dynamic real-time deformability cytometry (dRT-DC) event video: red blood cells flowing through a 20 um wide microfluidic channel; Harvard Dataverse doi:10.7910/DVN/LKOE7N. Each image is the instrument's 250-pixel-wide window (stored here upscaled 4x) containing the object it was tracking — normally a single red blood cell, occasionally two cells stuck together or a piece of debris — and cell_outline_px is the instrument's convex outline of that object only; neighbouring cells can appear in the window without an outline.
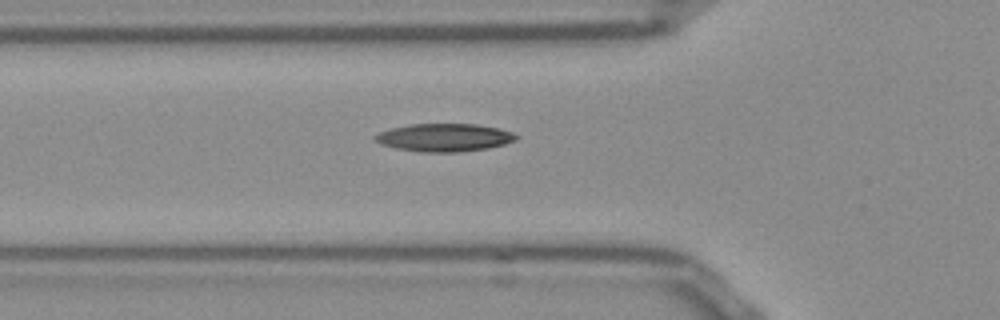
{"species": "Egyptian fruit bat (a non-hibernating species)", "species_latin": "Rousettus aegyptiacus", "temperature_condition": "room temperature", "stored_images_in_passage": 37, "camera_frame_rate_fps": 3000, "um_per_image_px": 0.085, "frame": {"image": 1, "passage_image": 2, "time_ms": 0.333, "image_size_px": [1000, 320], "cell_outline_px": [[520, 136], [516, 140], [504, 144], [488, 148], [456, 152], [424, 152], [396, 148], [380, 144], [372, 136], [380, 132], [392, 128], [408, 124], [476, 124], [500, 128], [512, 132]], "centroid_in_image_um": [37.79, 11.68], "position_along_channel_um": 88.0, "area_um2": 22.95}}
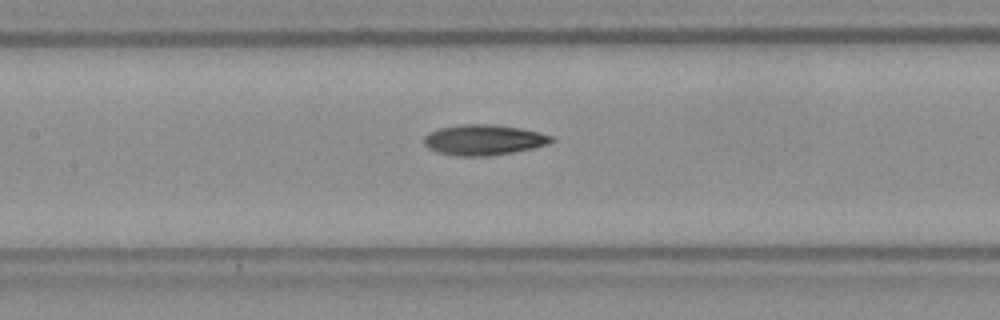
{"frame": {"image": 2, "passage_image": 8, "time_ms": 2.333, "image_size_px": [1000, 320], "cell_outline_px": [[552, 140], [548, 144], [532, 148], [512, 152], [488, 156], [456, 156], [436, 152], [428, 148], [424, 144], [424, 136], [428, 132], [440, 128], [460, 124], [492, 124], [520, 128], [540, 132], [552, 136]], "centroid_in_image_um": [41.07, 11.89], "position_along_channel_um": 166.3, "area_um2": 22.66}}
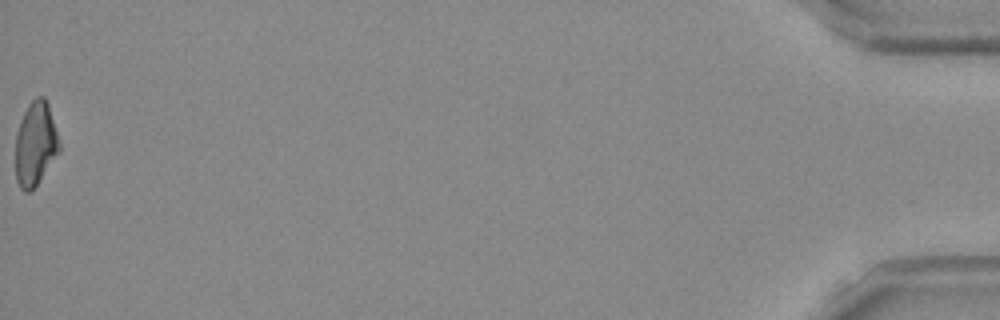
{"frame": {"image": 3, "passage_image": 37, "time_ms": 12.0, "image_size_px": [1000, 320], "cell_outline_px": [[60, 152], [36, 184], [28, 192], [24, 192], [20, 188], [16, 180], [16, 132], [20, 120], [28, 104], [36, 96], [44, 96], [48, 104], [60, 144]], "centroid_in_image_um": [3.0, 12.21], "position_along_channel_um": 432.2, "area_um2": 21.27}}